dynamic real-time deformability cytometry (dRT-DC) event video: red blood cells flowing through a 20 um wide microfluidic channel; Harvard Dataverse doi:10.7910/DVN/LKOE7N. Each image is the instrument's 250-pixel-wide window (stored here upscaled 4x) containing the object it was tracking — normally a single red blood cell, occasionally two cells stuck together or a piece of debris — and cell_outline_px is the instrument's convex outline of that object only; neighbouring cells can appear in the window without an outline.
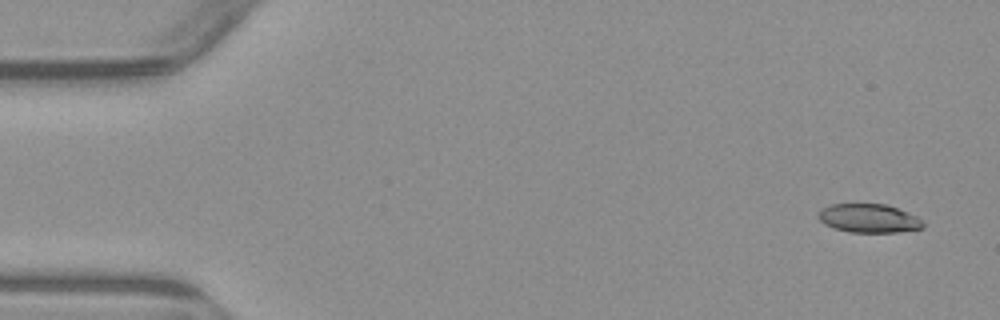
{"species": "common noctule bat (a hibernating species)", "species_latin": "Nyctalus noctula", "temperature_condition": "warm", "stored_images_in_passage": 6, "camera_frame_rate_fps": 3000, "um_per_image_px": 0.085, "animal": {"sex": "male", "body_mass_g": 23.1, "forearm_length_mm": 52.7}, "frame": {"image": 1, "passage_image": 1, "time_ms": 0.0, "image_size_px": [1000, 320], "cell_outline_px": [[924, 228], [896, 232], [848, 232], [824, 224], [816, 216], [824, 208], [832, 204], [888, 204], [908, 212], [924, 220]], "centroid_in_image_um": [73.89, 18.55], "position_along_channel_um": 11.1, "area_um2": 17.51}}
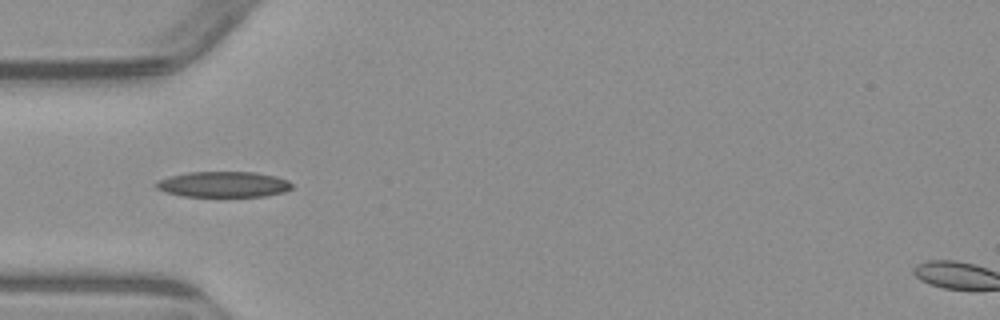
{"frame": {"image": 2, "passage_image": 5, "time_ms": 4.667, "image_size_px": [1000, 320], "cell_outline_px": [[292, 188], [284, 192], [264, 196], [184, 196], [164, 192], [156, 188], [152, 184], [156, 180], [168, 176], [188, 172], [256, 172], [276, 176], [288, 180], [292, 184]], "centroid_in_image_um": [18.94, 15.66], "position_along_channel_um": 66.1, "area_um2": 20.52}}
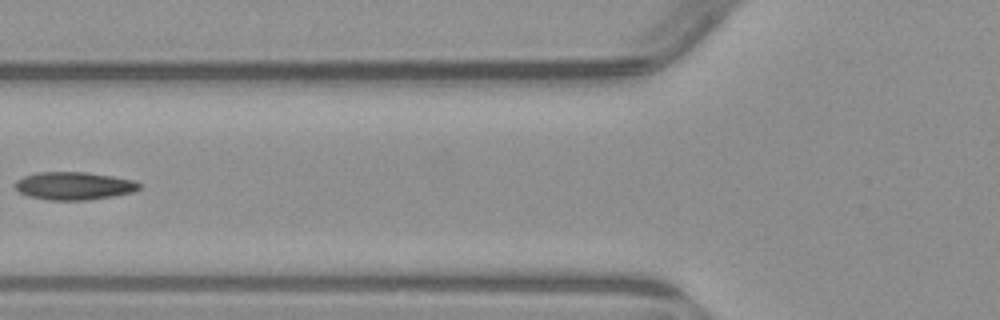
{"frame": {"image": 3, "passage_image": 6, "time_ms": 6.0, "image_size_px": [1000, 320], "cell_outline_px": [[140, 188], [132, 192], [112, 196], [88, 200], [48, 200], [28, 196], [20, 192], [16, 188], [16, 180], [24, 176], [36, 172], [84, 172], [112, 176], [136, 180], [140, 184]], "centroid_in_image_um": [6.29, 15.79], "position_along_channel_um": 119.5, "area_um2": 20.11}}